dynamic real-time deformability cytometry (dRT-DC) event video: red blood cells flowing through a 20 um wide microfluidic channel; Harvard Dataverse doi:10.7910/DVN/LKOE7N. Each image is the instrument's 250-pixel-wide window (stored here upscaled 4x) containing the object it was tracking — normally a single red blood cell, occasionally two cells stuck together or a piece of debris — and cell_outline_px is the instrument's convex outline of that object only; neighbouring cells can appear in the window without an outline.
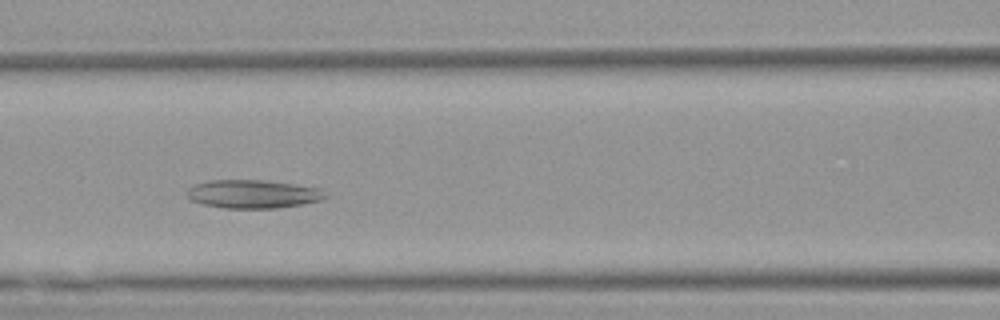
{"species": "Egyptian fruit bat (a non-hibernating species)", "species_latin": "Rousettus aegyptiacus", "temperature_condition": "warm", "stored_images_in_passage": 28, "camera_frame_rate_fps": 3000, "um_per_image_px": 0.085, "animal": {"sex": "female"}, "frame": {"image": 1, "passage_image": 9, "time_ms": 2.667, "image_size_px": [1000, 320], "cell_outline_px": [[328, 196], [320, 200], [300, 204], [276, 208], [224, 208], [204, 204], [192, 200], [188, 196], [188, 188], [196, 184], [212, 180], [264, 180], [320, 188], [328, 192]], "centroid_in_image_um": [21.54, 16.49], "position_along_channel_um": 145.1, "area_um2": 22.66}}
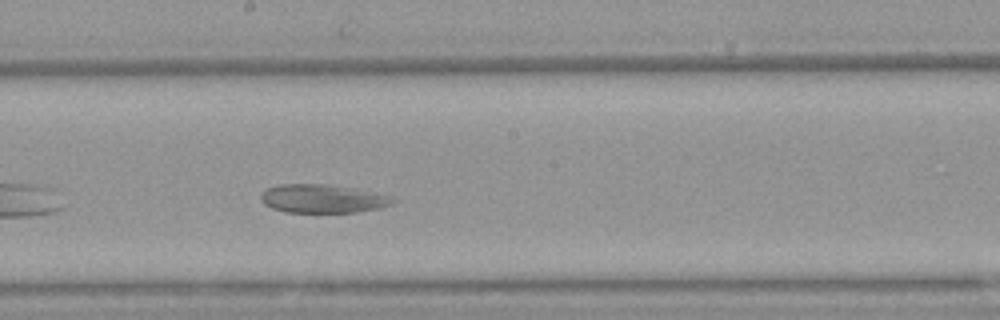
{"frame": {"image": 2, "passage_image": 15, "time_ms": 4.667, "image_size_px": [1000, 320], "cell_outline_px": [[396, 204], [380, 208], [356, 212], [284, 212], [272, 208], [264, 204], [260, 200], [260, 192], [264, 188], [280, 184], [324, 184], [348, 188], [392, 196], [396, 200]], "centroid_in_image_um": [27.38, 16.89], "position_along_channel_um": 220.8, "area_um2": 21.96}}
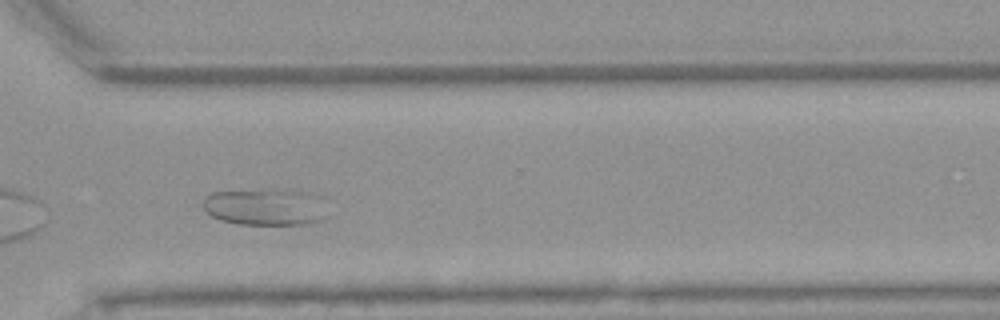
{"frame": {"image": 3, "passage_image": 25, "time_ms": 8.0, "image_size_px": [1000, 320], "cell_outline_px": [[332, 216], [324, 220], [308, 224], [236, 224], [220, 220], [204, 212], [204, 196], [212, 192], [308, 192], [324, 196]], "centroid_in_image_um": [22.7, 17.65], "position_along_channel_um": 347.9, "area_um2": 26.7}}